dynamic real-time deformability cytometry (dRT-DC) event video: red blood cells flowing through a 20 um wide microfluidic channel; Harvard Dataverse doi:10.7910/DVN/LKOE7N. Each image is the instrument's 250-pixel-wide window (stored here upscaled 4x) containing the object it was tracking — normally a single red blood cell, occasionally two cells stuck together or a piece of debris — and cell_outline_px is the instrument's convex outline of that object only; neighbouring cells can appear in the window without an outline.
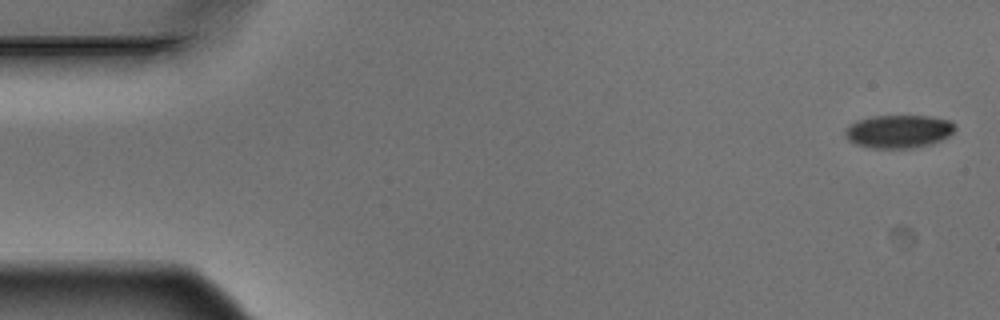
{"species": "Egyptian fruit bat (a non-hibernating species)", "species_latin": "Rousettus aegyptiacus", "temperature_condition": "warm", "stored_images_in_passage": 5, "camera_frame_rate_fps": 3000, "um_per_image_px": 0.085, "animal": {"sex": "male"}, "frame": {"image": 1, "passage_image": 1, "time_ms": 0.0, "image_size_px": [1000, 320], "cell_outline_px": [[956, 128], [948, 136], [932, 144], [912, 148], [872, 148], [856, 144], [848, 140], [844, 136], [844, 128], [848, 124], [856, 120], [872, 116], [928, 116], [948, 120], [956, 124]], "centroid_in_image_um": [76.34, 11.17], "position_along_channel_um": 8.7, "area_um2": 21.39}}
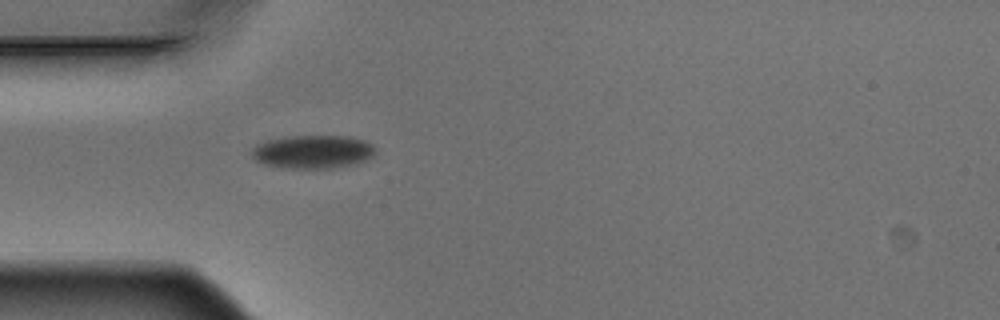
{"frame": {"image": 2, "passage_image": 5, "time_ms": 1.333, "image_size_px": [1000, 320], "cell_outline_px": [[376, 152], [372, 156], [356, 164], [332, 168], [284, 168], [264, 164], [256, 160], [252, 156], [252, 148], [256, 144], [268, 140], [288, 136], [348, 136], [364, 140], [372, 144], [376, 148]], "centroid_in_image_um": [26.6, 12.9], "position_along_channel_um": 58.4, "area_um2": 24.1}}